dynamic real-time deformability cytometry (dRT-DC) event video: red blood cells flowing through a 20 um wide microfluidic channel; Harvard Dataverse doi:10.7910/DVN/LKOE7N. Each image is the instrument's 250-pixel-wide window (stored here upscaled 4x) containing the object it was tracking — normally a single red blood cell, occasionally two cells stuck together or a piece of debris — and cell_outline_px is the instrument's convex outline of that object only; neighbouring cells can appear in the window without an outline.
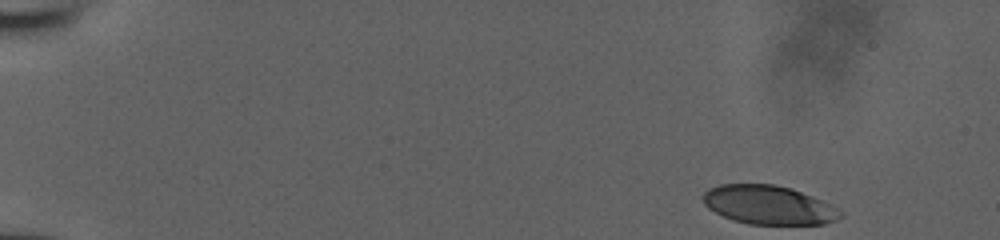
{"species": "human", "species_latin": "Homo sapiens", "temperature_condition": "room temperature", "stored_images_in_passage": 48, "camera_frame_rate_fps": 3000, "um_per_image_px": 0.085, "donor": {"sex": "male"}, "frame": {"image": 1, "passage_image": 1, "time_ms": 0.0, "image_size_px": [1000, 240], "cell_outline_px": [[844, 216], [836, 220], [824, 224], [748, 224], [732, 220], [708, 208], [704, 204], [700, 196], [708, 188], [720, 184], [776, 184], [792, 188], [812, 196], [844, 212]], "centroid_in_image_um": [65.31, 17.41], "position_along_channel_um": 19.7, "area_um2": 31.27}}
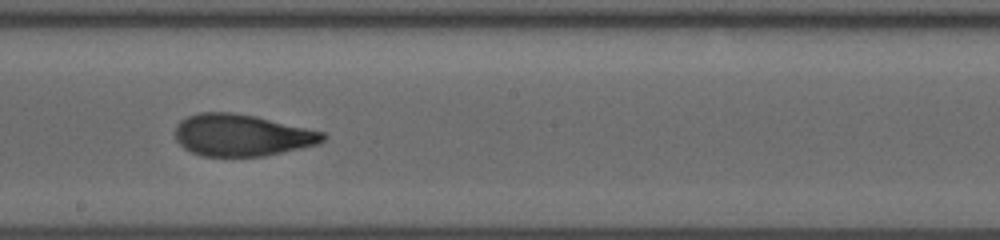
{"frame": {"image": 2, "passage_image": 27, "time_ms": 8.667, "image_size_px": [1000, 240], "cell_outline_px": [[328, 136], [320, 144], [264, 156], [200, 156], [184, 148], [176, 140], [176, 124], [180, 120], [188, 116], [200, 112], [232, 112], [256, 116], [324, 132]], "centroid_in_image_um": [20.56, 11.49], "position_along_channel_um": 227.6, "area_um2": 36.13}}
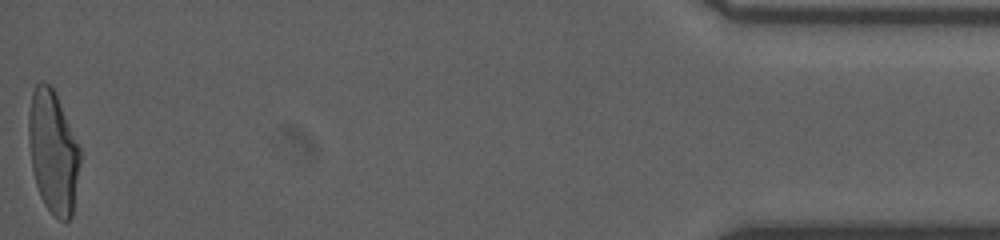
{"frame": {"image": 3, "passage_image": 48, "time_ms": 15.667, "image_size_px": [1000, 240], "cell_outline_px": [[80, 164], [72, 216], [68, 220], [60, 220], [52, 216], [44, 204], [40, 196], [36, 184], [32, 168], [28, 144], [28, 112], [32, 92], [36, 84], [40, 80], [44, 80], [56, 92], [80, 148]], "centroid_in_image_um": [4.5, 12.9], "position_along_channel_um": 430.7, "area_um2": 37.17}}